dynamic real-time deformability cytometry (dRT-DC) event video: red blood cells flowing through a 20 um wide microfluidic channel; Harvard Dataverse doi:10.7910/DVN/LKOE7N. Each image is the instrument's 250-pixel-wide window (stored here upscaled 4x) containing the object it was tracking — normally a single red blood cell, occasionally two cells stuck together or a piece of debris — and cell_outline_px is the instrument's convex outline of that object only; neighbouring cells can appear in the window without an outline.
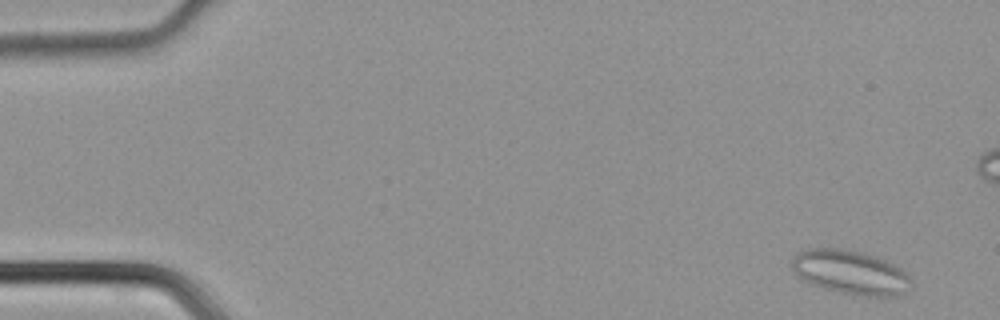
{"species": "common noctule bat (a hibernating species)", "species_latin": "Nyctalus noctula", "temperature_condition": "cold", "stored_images_in_passage": 47, "camera_frame_rate_fps": 3000, "um_per_image_px": 0.085, "animal": {"sex": "male", "body_mass_g": 21.5, "forearm_length_mm": 52.0}, "frame": {"image": 1, "passage_image": 2, "time_ms": 0.333, "image_size_px": [1000, 320], "cell_outline_px": [[912, 284], [904, 296], [868, 296], [840, 292], [824, 288], [812, 284], [796, 276], [792, 268], [792, 260], [800, 252], [808, 248], [836, 248], [860, 252], [884, 260], [900, 268], [912, 280]], "centroid_in_image_um": [72.31, 23.16], "position_along_channel_um": 12.7, "area_um2": 30.35}}
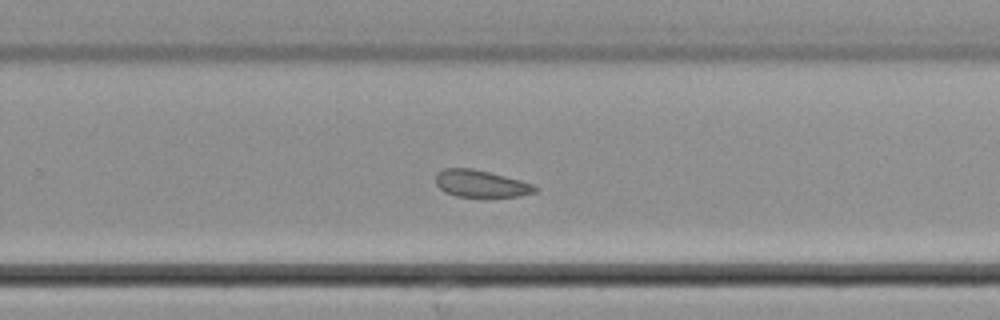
{"frame": {"image": 2, "passage_image": 30, "time_ms": 9.667, "image_size_px": [1000, 320], "cell_outline_px": [[540, 188], [536, 192], [516, 196], [456, 196], [444, 192], [436, 184], [436, 172], [444, 168], [472, 168], [520, 180], [532, 184]], "centroid_in_image_um": [40.85, 15.6], "position_along_channel_um": 289.0, "area_um2": 15.49}}
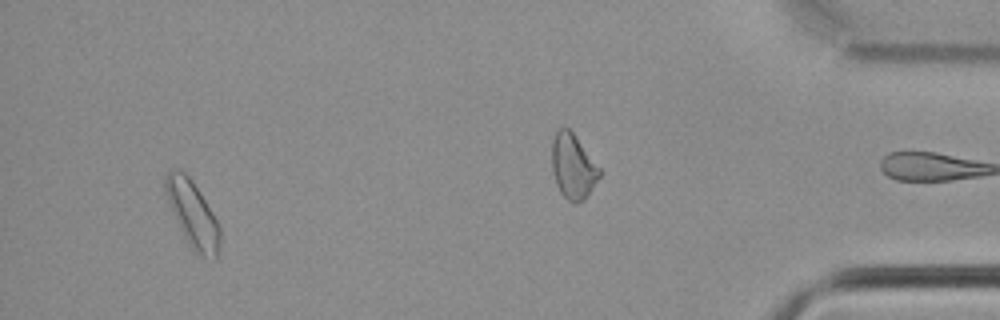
{"frame": {"image": 3, "passage_image": 44, "time_ms": 14.333, "image_size_px": [1000, 320], "cell_outline_px": [[220, 240], [216, 260], [196, 256], [184, 236], [180, 228], [164, 192], [164, 176], [168, 168], [172, 168], [184, 172], [192, 180], [212, 212], [220, 228]], "centroid_in_image_um": [16.35, 18.2], "position_along_channel_um": 418.8, "area_um2": 21.04}}